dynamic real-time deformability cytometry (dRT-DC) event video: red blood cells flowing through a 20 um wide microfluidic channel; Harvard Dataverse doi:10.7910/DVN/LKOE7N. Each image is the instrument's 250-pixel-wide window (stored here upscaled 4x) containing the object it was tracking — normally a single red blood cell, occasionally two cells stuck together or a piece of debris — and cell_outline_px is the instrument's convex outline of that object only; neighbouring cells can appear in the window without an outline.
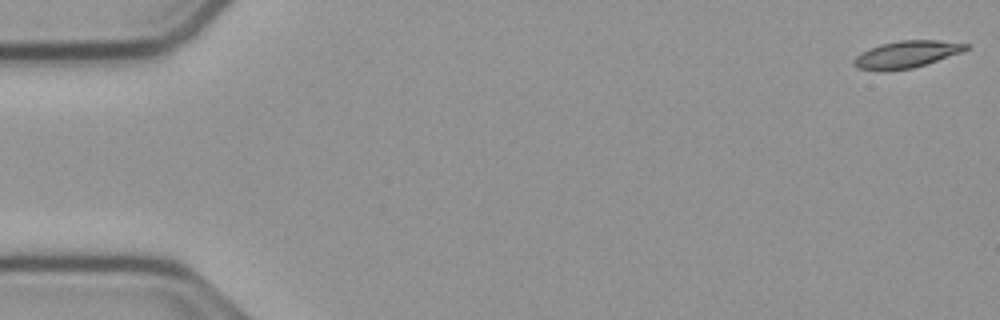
{"species": "common noctule bat (a hibernating species)", "species_latin": "Nyctalus noctula", "temperature_condition": "cold", "stored_images_in_passage": 55, "camera_frame_rate_fps": 3000, "um_per_image_px": 0.085, "animal": {"sex": "male", "body_mass_g": 23.1, "forearm_length_mm": 52.7}, "frame": {"image": 1, "passage_image": 1, "time_ms": 0.0, "image_size_px": [1000, 320], "cell_outline_px": [[968, 48], [960, 52], [912, 68], [856, 68], [852, 64], [852, 60], [860, 52], [880, 44], [900, 40], [936, 40], [968, 44]], "centroid_in_image_um": [77.02, 4.57], "position_along_channel_um": 8.0, "area_um2": 16.76}}
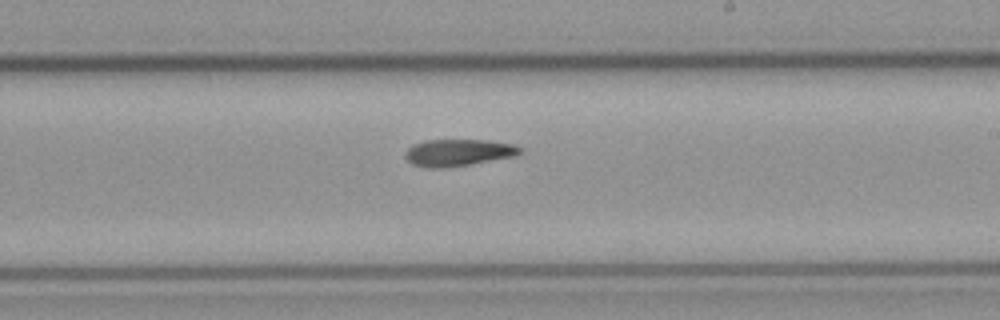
{"frame": {"image": 2, "passage_image": 32, "time_ms": 10.333, "image_size_px": [1000, 320], "cell_outline_px": [[524, 152], [512, 156], [468, 164], [444, 168], [428, 168], [412, 164], [404, 156], [404, 152], [412, 144], [424, 140], [484, 140], [512, 144], [520, 148]], "centroid_in_image_um": [38.87, 12.96], "position_along_channel_um": 250.1, "area_um2": 17.8}}
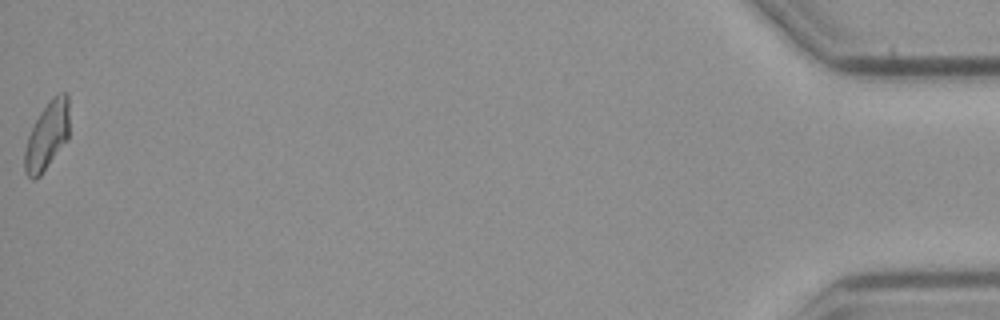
{"frame": {"image": 3, "passage_image": 55, "time_ms": 18.0, "image_size_px": [1000, 320], "cell_outline_px": [[68, 140], [40, 176], [36, 180], [32, 180], [24, 172], [24, 152], [28, 136], [40, 112], [52, 96], [60, 92], [68, 92]], "centroid_in_image_um": [4.0, 11.55], "position_along_channel_um": 431.2, "area_um2": 17.8}}